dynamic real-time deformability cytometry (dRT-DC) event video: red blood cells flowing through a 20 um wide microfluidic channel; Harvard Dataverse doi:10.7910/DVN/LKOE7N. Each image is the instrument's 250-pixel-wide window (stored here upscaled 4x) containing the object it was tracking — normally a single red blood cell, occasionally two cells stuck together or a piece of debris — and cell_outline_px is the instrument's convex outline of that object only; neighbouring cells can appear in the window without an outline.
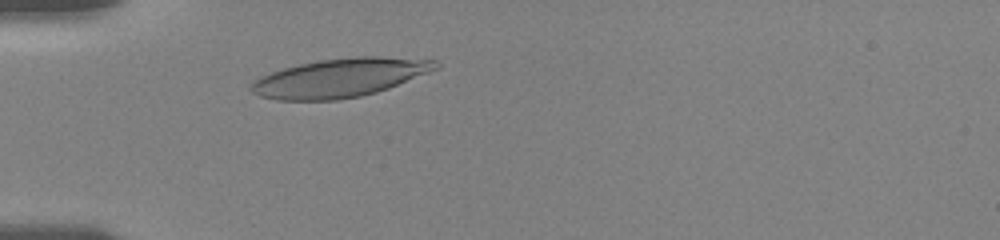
{"species": "human", "species_latin": "Homo sapiens", "temperature_condition": "room temperature", "stored_images_in_passage": 18, "camera_frame_rate_fps": 3000, "um_per_image_px": 0.085, "donor": {"sex": "female"}, "frame": {"image": 1, "passage_image": 2, "time_ms": 1.667, "image_size_px": [1000, 240], "cell_outline_px": [[440, 68], [388, 88], [376, 92], [360, 96], [336, 100], [276, 100], [260, 96], [252, 92], [252, 84], [260, 76], [284, 68], [300, 64], [320, 60], [356, 56], [380, 56], [436, 60], [440, 64]], "centroid_in_image_um": [28.93, 6.61], "position_along_channel_um": 56.1, "area_um2": 41.33}}
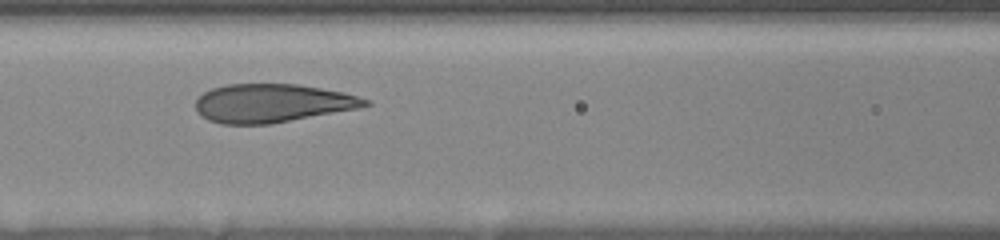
{"frame": {"image": 2, "passage_image": 7, "time_ms": 4.333, "image_size_px": [1000, 240], "cell_outline_px": [[372, 104], [360, 108], [272, 124], [220, 124], [208, 120], [200, 116], [196, 108], [196, 100], [204, 92], [212, 88], [228, 84], [296, 84], [344, 92], [372, 100]], "centroid_in_image_um": [23.16, 8.78], "position_along_channel_um": 143.4, "area_um2": 38.26}}
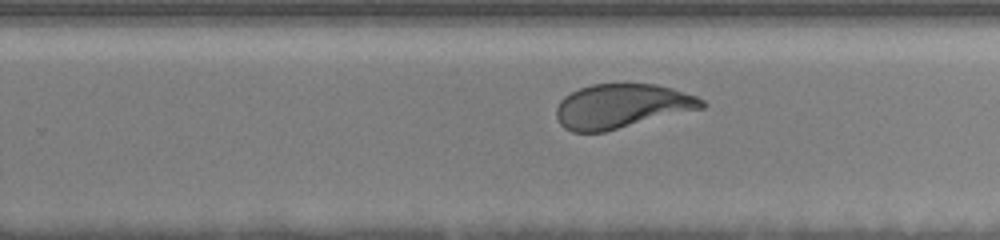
{"frame": {"image": 3, "passage_image": 16, "time_ms": 8.0, "image_size_px": [1000, 240], "cell_outline_px": [[708, 104], [704, 108], [604, 132], [572, 132], [564, 128], [560, 124], [556, 116], [556, 108], [560, 100], [564, 96], [580, 88], [592, 84], [656, 84], [672, 88], [696, 96], [704, 100]], "centroid_in_image_um": [52.85, 9.03], "position_along_channel_um": 277.0, "area_um2": 37.63}}